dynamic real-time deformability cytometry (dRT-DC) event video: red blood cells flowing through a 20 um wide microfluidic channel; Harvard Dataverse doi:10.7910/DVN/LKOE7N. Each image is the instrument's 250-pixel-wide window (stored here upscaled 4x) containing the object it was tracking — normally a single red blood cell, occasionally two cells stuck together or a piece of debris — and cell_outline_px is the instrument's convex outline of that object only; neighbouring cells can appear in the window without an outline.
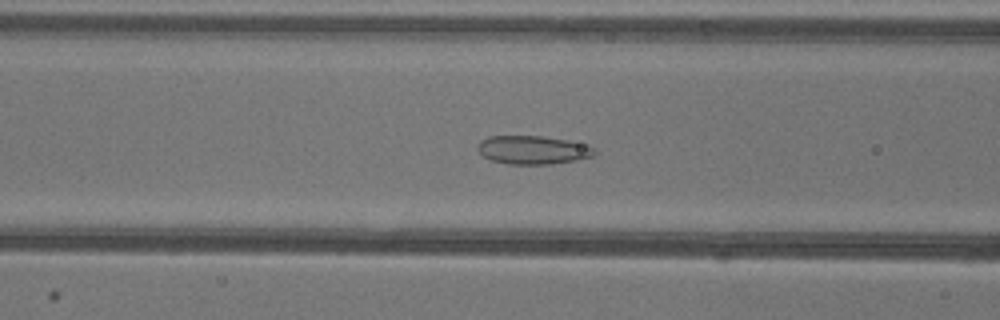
{"species": "common noctule bat (a hibernating species)", "species_latin": "Nyctalus noctula", "temperature_condition": "warm", "stored_images_in_passage": 52, "camera_frame_rate_fps": 3000, "um_per_image_px": 0.085, "animal": {"sex": "female"}, "frame": {"image": 1, "passage_image": 20, "time_ms": 6.333, "image_size_px": [1000, 320], "cell_outline_px": [[596, 152], [592, 156], [576, 160], [552, 164], [508, 164], [492, 160], [484, 156], [476, 148], [480, 140], [488, 136], [540, 136], [568, 140], [596, 148]], "centroid_in_image_um": [45.28, 12.74], "position_along_channel_um": 121.3, "area_um2": 19.31}}
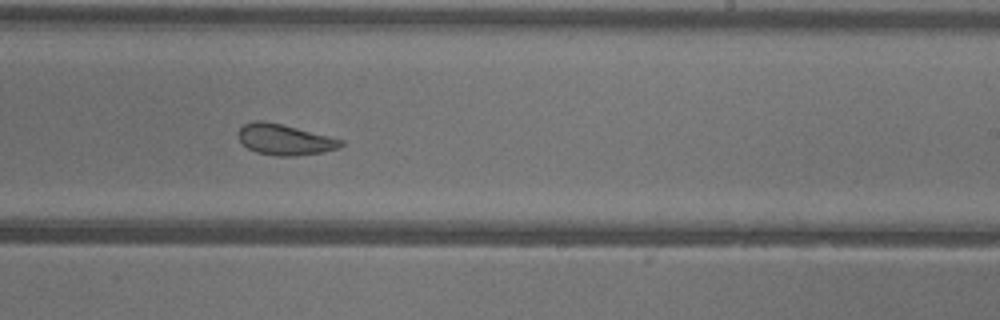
{"frame": {"image": 2, "passage_image": 31, "time_ms": 10.0, "image_size_px": [1000, 320], "cell_outline_px": [[344, 144], [340, 148], [320, 152], [296, 156], [280, 156], [256, 152], [248, 148], [240, 140], [236, 132], [244, 124], [252, 120], [264, 120], [344, 140]], "centroid_in_image_um": [24.17, 11.86], "position_along_channel_um": 264.8, "area_um2": 18.26}}
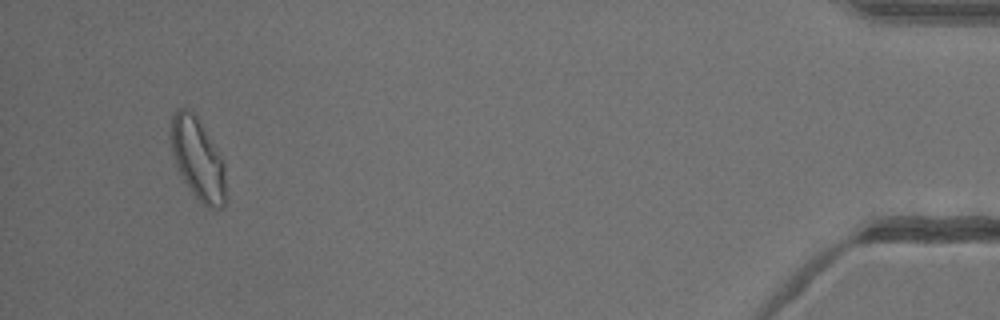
{"frame": {"image": 3, "passage_image": 49, "time_ms": 16.0, "image_size_px": [1000, 320], "cell_outline_px": [[224, 204], [220, 208], [208, 208], [192, 192], [184, 180], [176, 164], [172, 152], [172, 116], [176, 108], [188, 108], [196, 112], [224, 160]], "centroid_in_image_um": [16.82, 13.43], "position_along_channel_um": 418.4, "area_um2": 25.89}, "authors_computed_cell_mechanics": {"area_um2": 22.0507, "velocity_mm_per_s": 3.9223, "shape_relaxation_time_tau1_ms": null, "shape_relaxation_time_tau2_ms": 1.4529, "deformation_change_tau1": null, "deformation_change_tau2": 0.0756}}